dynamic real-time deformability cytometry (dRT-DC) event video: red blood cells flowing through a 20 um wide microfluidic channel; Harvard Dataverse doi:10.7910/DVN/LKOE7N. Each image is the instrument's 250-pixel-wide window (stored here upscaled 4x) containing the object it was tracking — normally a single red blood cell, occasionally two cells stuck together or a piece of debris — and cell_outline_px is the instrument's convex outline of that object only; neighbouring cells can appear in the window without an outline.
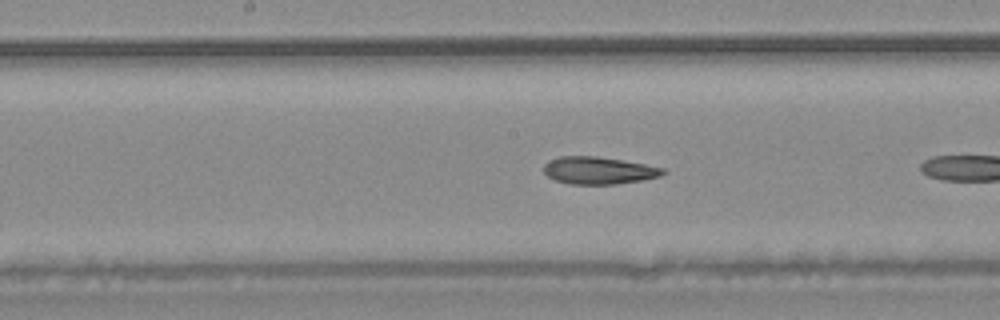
{"species": "common noctule bat (a hibernating species)", "species_latin": "Nyctalus noctula", "temperature_condition": "warm", "stored_images_in_passage": 11, "camera_frame_rate_fps": 3000, "um_per_image_px": 0.085, "animal": {"sex": "male", "body_mass_g": 20.4}, "frame": {"image": 1, "passage_image": 10, "time_ms": 3.0, "image_size_px": [1000, 320], "cell_outline_px": [[668, 172], [660, 176], [640, 180], [616, 184], [572, 184], [556, 180], [548, 176], [544, 172], [544, 164], [560, 156], [596, 156], [644, 164], [664, 168]], "centroid_in_image_um": [50.9, 14.49], "position_along_channel_um": 197.3, "area_um2": 18.73}}